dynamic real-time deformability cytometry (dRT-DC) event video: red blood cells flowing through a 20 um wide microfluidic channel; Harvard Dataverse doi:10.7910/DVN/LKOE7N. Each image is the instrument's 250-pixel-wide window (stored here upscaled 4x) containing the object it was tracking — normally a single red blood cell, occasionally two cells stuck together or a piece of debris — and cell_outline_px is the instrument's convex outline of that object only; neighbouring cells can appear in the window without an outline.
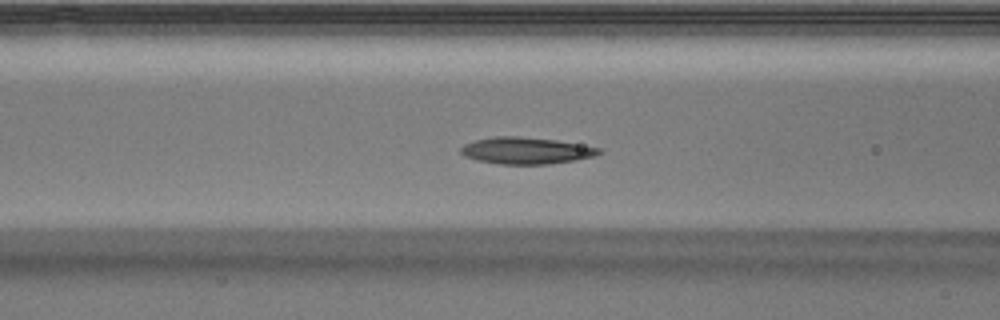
{"species": "Egyptian fruit bat (a non-hibernating species)", "species_latin": "Rousettus aegyptiacus", "temperature_condition": "warm", "stored_images_in_passage": 40, "camera_frame_rate_fps": 3000, "um_per_image_px": 0.085, "animal": {"sex": "male"}, "frame": {"image": 1, "passage_image": 8, "time_ms": 2.333, "image_size_px": [1000, 320], "cell_outline_px": [[604, 152], [592, 156], [572, 160], [548, 164], [500, 164], [476, 160], [464, 156], [460, 152], [460, 148], [464, 144], [476, 140], [492, 136], [516, 136], [556, 140], [600, 148]], "centroid_in_image_um": [44.66, 12.8], "position_along_channel_um": 121.9, "area_um2": 21.33}}
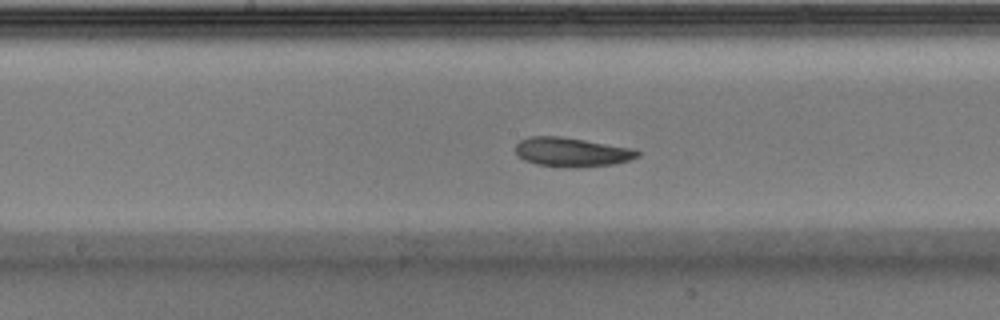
{"frame": {"image": 2, "passage_image": 14, "time_ms": 4.333, "image_size_px": [1000, 320], "cell_outline_px": [[640, 156], [628, 160], [612, 164], [576, 168], [560, 168], [536, 164], [524, 160], [516, 152], [516, 144], [520, 140], [528, 136], [560, 136], [636, 148], [640, 152]], "centroid_in_image_um": [48.61, 12.93], "position_along_channel_um": 199.6, "area_um2": 21.04}}
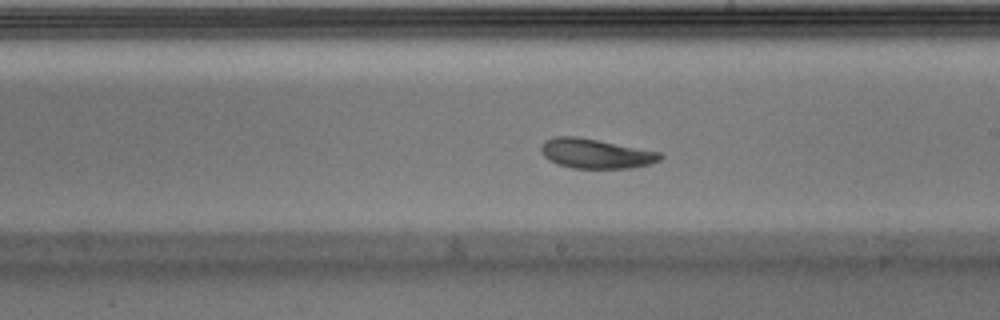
{"frame": {"image": 3, "passage_image": 17, "time_ms": 5.333, "image_size_px": [1000, 320], "cell_outline_px": [[664, 156], [660, 160], [652, 164], [632, 168], [572, 168], [556, 164], [548, 160], [544, 156], [540, 148], [544, 140], [552, 136], [576, 136], [660, 152]], "centroid_in_image_um": [50.62, 13.06], "position_along_channel_um": 238.4, "area_um2": 20.69}, "authors_computed_cell_mechanics": {"area_um2": 21.3571, "velocity_mm_per_s": 3.8845, "shape_relaxation_time_tau1_ms": 2.3975, "shape_relaxation_time_tau2_ms": 2.6777, "deformation_change_tau1": 0.1254, "deformation_change_tau2": 0.0858}}